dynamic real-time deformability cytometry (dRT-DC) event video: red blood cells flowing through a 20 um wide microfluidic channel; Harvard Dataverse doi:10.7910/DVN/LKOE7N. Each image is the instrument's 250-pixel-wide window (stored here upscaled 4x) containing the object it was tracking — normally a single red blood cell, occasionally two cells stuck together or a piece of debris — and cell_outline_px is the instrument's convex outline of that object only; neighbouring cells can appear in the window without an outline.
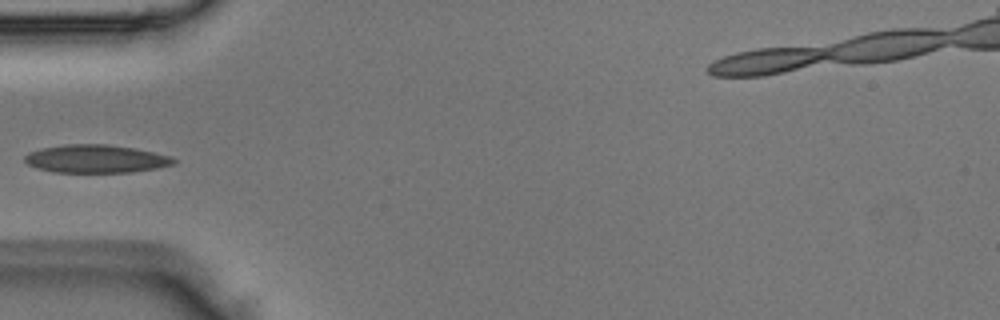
{"species": "Egyptian fruit bat (a non-hibernating species)", "species_latin": "Rousettus aegyptiacus", "temperature_condition": "room temperature", "stored_images_in_passage": 4, "camera_frame_rate_fps": 3000, "um_per_image_px": 0.085, "animal": {"sex": "male"}, "frame": {"image": 1, "passage_image": 3, "time_ms": 0.667, "image_size_px": [1000, 320], "cell_outline_px": [[176, 164], [156, 168], [132, 172], [52, 172], [36, 168], [28, 164], [24, 160], [24, 156], [28, 152], [44, 148], [64, 144], [108, 144], [136, 148], [172, 156], [176, 160]], "centroid_in_image_um": [8.17, 13.49], "position_along_channel_um": 76.8, "area_um2": 24.51}}